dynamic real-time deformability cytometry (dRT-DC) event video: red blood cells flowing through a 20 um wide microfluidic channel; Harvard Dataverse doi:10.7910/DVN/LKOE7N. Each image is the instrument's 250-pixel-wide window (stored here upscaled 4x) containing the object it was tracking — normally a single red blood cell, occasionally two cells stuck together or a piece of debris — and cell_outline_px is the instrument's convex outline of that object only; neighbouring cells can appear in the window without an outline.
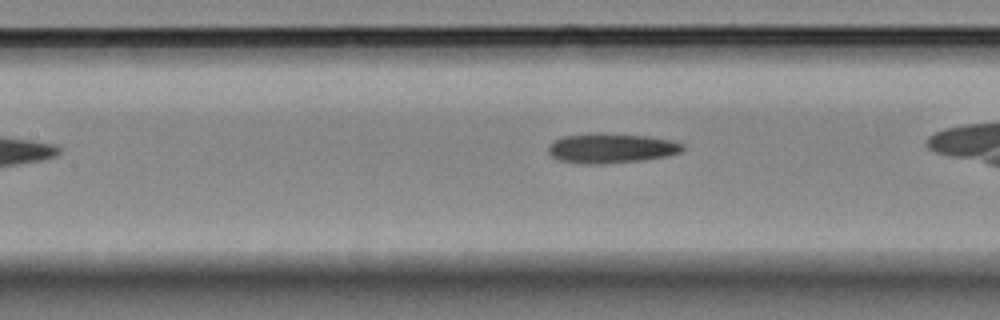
{"species": "Egyptian fruit bat (a non-hibernating species)", "species_latin": "Rousettus aegyptiacus", "temperature_condition": "room temperature", "stored_images_in_passage": 28, "camera_frame_rate_fps": 3000, "um_per_image_px": 0.085, "animal": {"sex": "female"}, "frame": {"image": 1, "passage_image": 9, "time_ms": 2.667, "image_size_px": [1000, 320], "cell_outline_px": [[684, 148], [680, 152], [664, 156], [640, 160], [604, 164], [584, 164], [556, 160], [548, 152], [548, 144], [564, 136], [596, 132], [600, 132], [644, 136], [672, 140], [684, 144]], "centroid_in_image_um": [51.9, 12.59], "position_along_channel_um": 155.5, "area_um2": 23.35}}
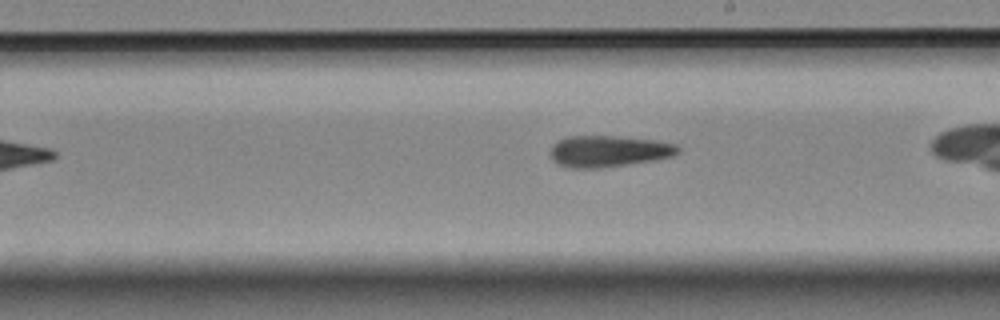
{"frame": {"image": 2, "passage_image": 16, "time_ms": 5.0, "image_size_px": [1000, 320], "cell_outline_px": [[680, 152], [672, 156], [656, 160], [600, 168], [568, 168], [556, 164], [552, 160], [548, 152], [552, 144], [564, 136], [616, 136], [656, 140], [676, 144], [680, 148]], "centroid_in_image_um": [51.68, 12.85], "position_along_channel_um": 237.3, "area_um2": 23.81}}
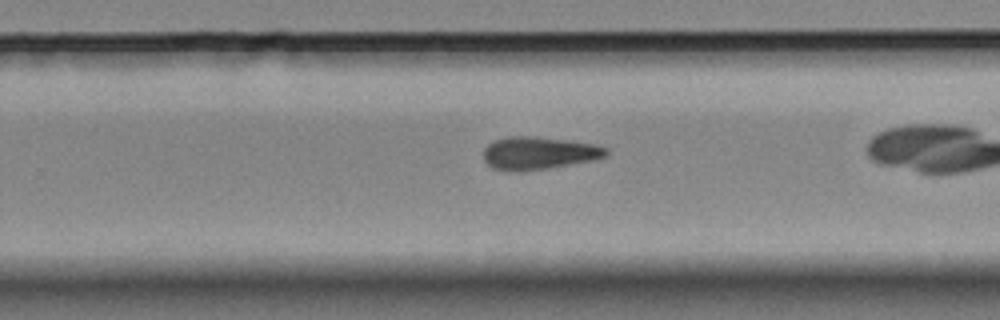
{"frame": {"image": 3, "passage_image": 20, "time_ms": 6.333, "image_size_px": [1000, 320], "cell_outline_px": [[608, 156], [596, 160], [548, 168], [516, 172], [512, 172], [492, 168], [484, 160], [484, 148], [488, 144], [496, 140], [508, 136], [536, 136], [596, 144], [608, 148]], "centroid_in_image_um": [45.82, 13.02], "position_along_channel_um": 284.0, "area_um2": 23.64}}